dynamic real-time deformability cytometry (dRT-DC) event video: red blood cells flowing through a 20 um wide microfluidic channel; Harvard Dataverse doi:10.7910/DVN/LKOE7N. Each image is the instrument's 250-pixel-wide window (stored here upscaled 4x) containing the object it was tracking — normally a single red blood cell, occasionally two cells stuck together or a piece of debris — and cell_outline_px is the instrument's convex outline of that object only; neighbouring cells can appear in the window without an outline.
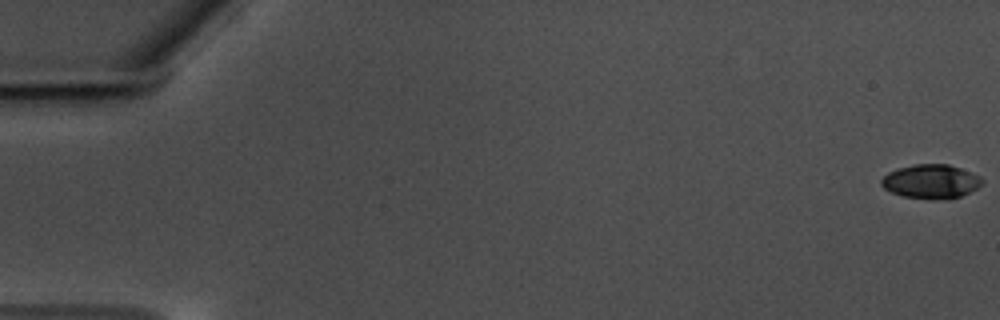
{"species": "common noctule bat (a hibernating species)", "species_latin": "Nyctalus noctula", "temperature_condition": "warm", "stored_images_in_passage": 60, "camera_frame_rate_fps": 3000, "um_per_image_px": 0.085, "animal": {"sex": "male", "body_mass_g": 17.5, "forearm_length_mm": 52.3}, "frame": {"image": 1, "passage_image": 1, "time_ms": 0.0, "image_size_px": [1000, 320], "cell_outline_px": [[984, 184], [960, 196], [904, 196], [892, 192], [884, 188], [880, 184], [880, 180], [888, 172], [900, 168], [916, 164], [948, 164], [972, 172], [980, 176], [984, 180]], "centroid_in_image_um": [79.14, 15.36], "position_along_channel_um": 5.9, "area_um2": 19.07}}
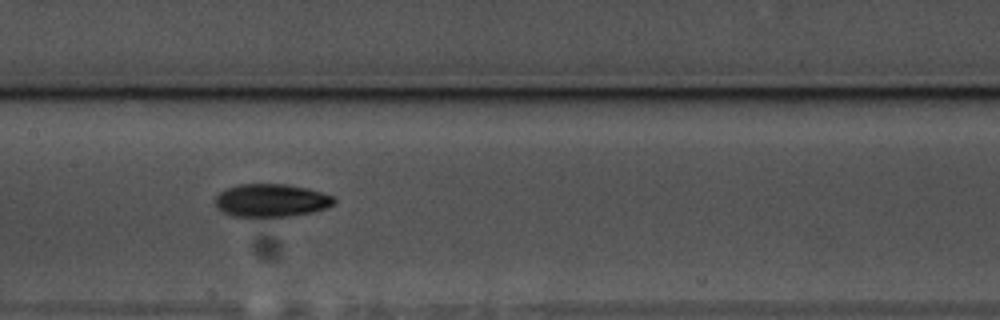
{"frame": {"image": 2, "passage_image": 31, "time_ms": 10.0, "image_size_px": [1000, 320], "cell_outline_px": [[336, 204], [312, 212], [288, 216], [232, 216], [216, 208], [216, 196], [220, 192], [236, 184], [288, 184], [308, 188], [332, 196], [336, 200]], "centroid_in_image_um": [23.06, 17.02], "position_along_channel_um": 184.3, "area_um2": 22.72}}
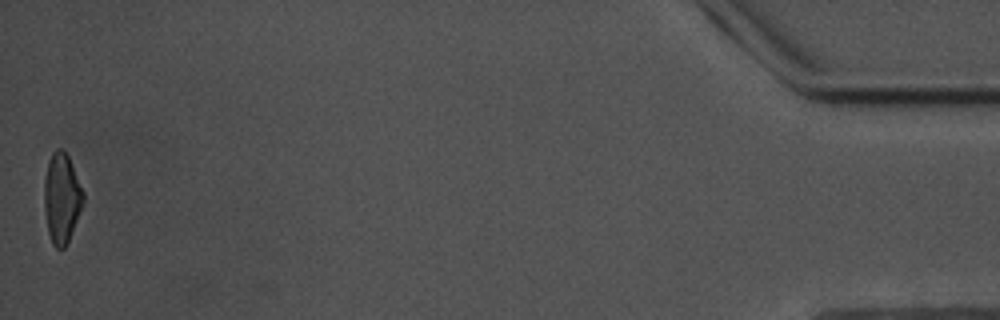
{"frame": {"image": 3, "passage_image": 60, "time_ms": 19.667, "image_size_px": [1000, 320], "cell_outline_px": [[84, 200], [68, 240], [64, 248], [56, 248], [52, 244], [48, 232], [44, 208], [44, 180], [48, 160], [52, 152], [56, 148], [60, 148], [68, 156], [84, 192]], "centroid_in_image_um": [5.22, 16.81], "position_along_channel_um": 430.0, "area_um2": 20.23}, "authors_computed_cell_mechanics": {"area_um2": 21.0681, "velocity_mm_per_s": 3.4946, "shape_relaxation_time_tau1_ms": 4.863, "shape_relaxation_time_tau2_ms": 4.05, "deformation_change_tau1": 0.1581, "deformation_change_tau2": 0.0851}}